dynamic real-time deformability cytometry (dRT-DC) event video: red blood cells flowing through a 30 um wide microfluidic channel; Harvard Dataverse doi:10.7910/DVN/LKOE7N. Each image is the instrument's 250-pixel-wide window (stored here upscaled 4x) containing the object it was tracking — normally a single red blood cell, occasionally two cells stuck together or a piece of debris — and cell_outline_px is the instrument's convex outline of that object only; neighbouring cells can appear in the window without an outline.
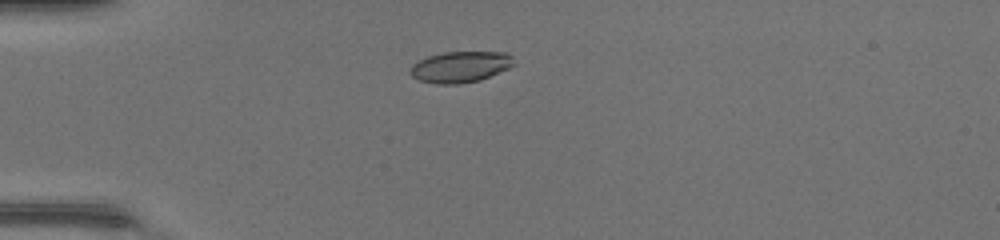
{"species": "common noctule bat (a hibernating species)", "species_latin": "Nyctalus noctula", "temperature_condition": "warm", "stored_images_in_passage": 44, "camera_frame_rate_fps": 3000, "um_per_image_px": 0.085, "animal": {"sex": "female", "body_mass_g": 17.0, "forearm_length_mm": 48.0}, "frame": {"image": 1, "passage_image": 10, "time_ms": 3.0, "image_size_px": [1000, 240], "cell_outline_px": [[516, 64], [508, 68], [480, 80], [460, 84], [436, 84], [420, 80], [412, 76], [408, 72], [408, 68], [412, 64], [428, 56], [444, 52], [504, 52], [512, 56]], "centroid_in_image_um": [39.11, 5.68], "position_along_channel_um": 45.9, "area_um2": 18.84}}
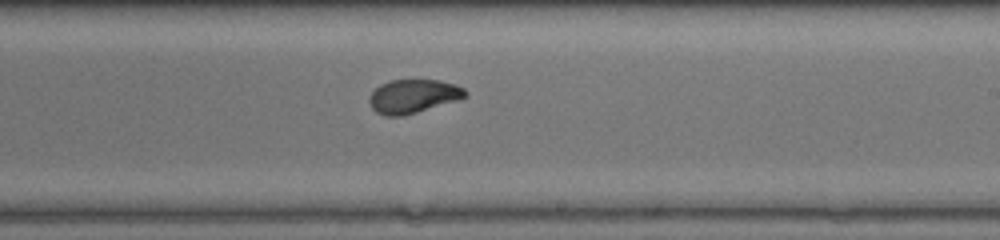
{"frame": {"image": 2, "passage_image": 26, "time_ms": 8.333, "image_size_px": [1000, 240], "cell_outline_px": [[464, 96], [460, 100], [416, 112], [400, 116], [384, 116], [376, 112], [372, 108], [368, 100], [368, 96], [380, 84], [388, 80], [440, 80], [464, 88]], "centroid_in_image_um": [35.06, 8.18], "position_along_channel_um": 253.9, "area_um2": 18.73}}
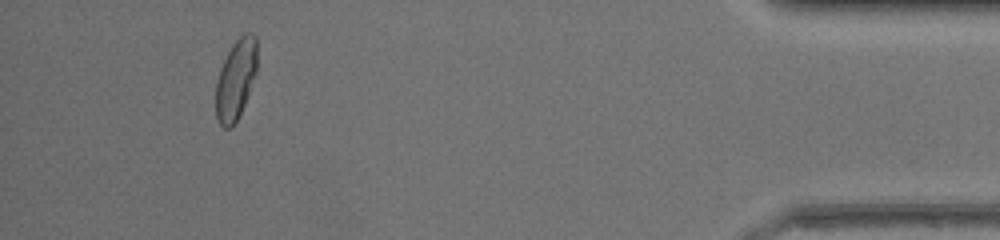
{"frame": {"image": 3, "passage_image": 41, "time_ms": 13.333, "image_size_px": [1000, 240], "cell_outline_px": [[256, 72], [244, 104], [232, 128], [224, 128], [220, 124], [216, 116], [216, 80], [220, 68], [232, 44], [244, 32], [252, 32], [256, 36]], "centroid_in_image_um": [20.03, 6.73], "position_along_channel_um": 415.2, "area_um2": 19.07}, "authors_computed_cell_mechanics": {"area_um2": 19.0162, "velocity_mm_per_s": 4.4278, "shape_relaxation_time_tau1_ms": 4.3153, "shape_relaxation_time_tau2_ms": 0.9293, "deformation_change_tau1": 0.1775, "deformation_change_tau2": 0.0531}}